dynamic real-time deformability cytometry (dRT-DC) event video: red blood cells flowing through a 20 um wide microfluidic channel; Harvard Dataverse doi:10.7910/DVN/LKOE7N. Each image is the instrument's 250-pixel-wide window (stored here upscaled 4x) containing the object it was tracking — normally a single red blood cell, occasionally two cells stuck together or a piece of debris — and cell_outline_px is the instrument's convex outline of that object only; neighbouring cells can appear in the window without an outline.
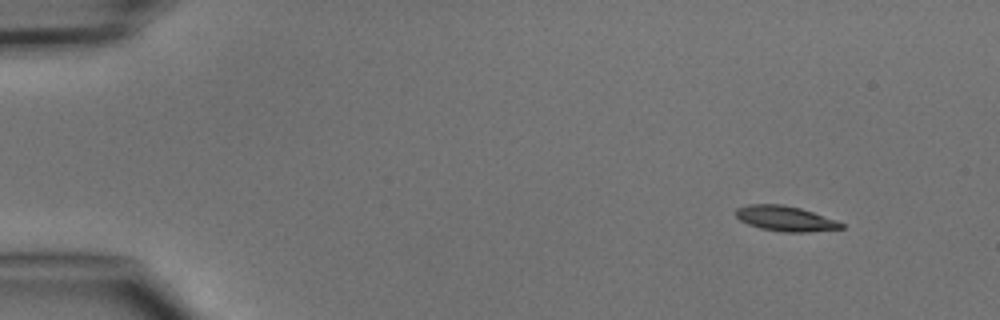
{"species": "common noctule bat (a hibernating species)", "species_latin": "Nyctalus noctula", "temperature_condition": "cold", "stored_images_in_passage": 4, "camera_frame_rate_fps": 3000, "um_per_image_px": 0.085, "animal": {"sex": "male", "body_mass_g": 15.6}, "frame": {"image": 1, "passage_image": 1, "time_ms": 0.0, "image_size_px": [1000, 320], "cell_outline_px": [[844, 228], [808, 232], [784, 232], [760, 228], [748, 224], [740, 220], [736, 216], [736, 208], [748, 204], [784, 204], [800, 208], [836, 220], [844, 224]], "centroid_in_image_um": [66.74, 18.57], "position_along_channel_um": 18.3, "area_um2": 15.43}}
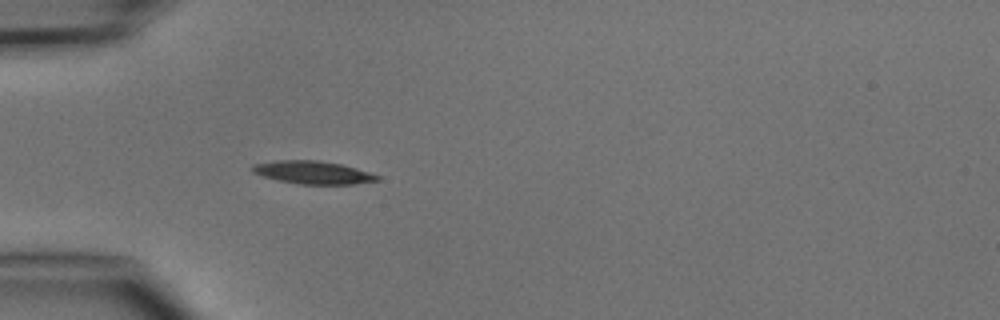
{"frame": {"image": 2, "passage_image": 4, "time_ms": 3.333, "image_size_px": [1000, 320], "cell_outline_px": [[380, 180], [352, 184], [300, 184], [276, 180], [252, 172], [248, 168], [252, 164], [276, 160], [316, 160], [340, 164], [356, 168], [380, 176]], "centroid_in_image_um": [26.54, 14.65], "position_along_channel_um": 58.5, "area_um2": 16.7}}